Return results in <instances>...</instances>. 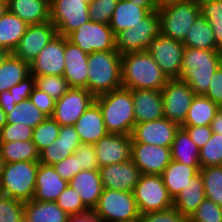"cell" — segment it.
<instances>
[{"mask_svg": "<svg viewBox=\"0 0 222 222\" xmlns=\"http://www.w3.org/2000/svg\"><path fill=\"white\" fill-rule=\"evenodd\" d=\"M66 37L68 41L87 54L97 51L116 50L115 35L109 24L90 20Z\"/></svg>", "mask_w": 222, "mask_h": 222, "instance_id": "8fae6325", "label": "cell"}, {"mask_svg": "<svg viewBox=\"0 0 222 222\" xmlns=\"http://www.w3.org/2000/svg\"><path fill=\"white\" fill-rule=\"evenodd\" d=\"M184 48L182 41L174 40L160 33L152 39L146 51L151 54L168 79H179Z\"/></svg>", "mask_w": 222, "mask_h": 222, "instance_id": "7c38bea8", "label": "cell"}, {"mask_svg": "<svg viewBox=\"0 0 222 222\" xmlns=\"http://www.w3.org/2000/svg\"><path fill=\"white\" fill-rule=\"evenodd\" d=\"M60 127L61 125L52 117H46L34 128L32 142L39 153L57 139Z\"/></svg>", "mask_w": 222, "mask_h": 222, "instance_id": "60d3db41", "label": "cell"}, {"mask_svg": "<svg viewBox=\"0 0 222 222\" xmlns=\"http://www.w3.org/2000/svg\"><path fill=\"white\" fill-rule=\"evenodd\" d=\"M129 222H141V221H140V218H138V219H136V220L129 221Z\"/></svg>", "mask_w": 222, "mask_h": 222, "instance_id": "89a4df30", "label": "cell"}, {"mask_svg": "<svg viewBox=\"0 0 222 222\" xmlns=\"http://www.w3.org/2000/svg\"><path fill=\"white\" fill-rule=\"evenodd\" d=\"M65 36L57 34L30 63L33 76H63L65 69Z\"/></svg>", "mask_w": 222, "mask_h": 222, "instance_id": "ac0fdd59", "label": "cell"}, {"mask_svg": "<svg viewBox=\"0 0 222 222\" xmlns=\"http://www.w3.org/2000/svg\"><path fill=\"white\" fill-rule=\"evenodd\" d=\"M160 34V19L156 11H151L133 28L125 29L116 36V50L121 54L145 51L153 38Z\"/></svg>", "mask_w": 222, "mask_h": 222, "instance_id": "9c48e42d", "label": "cell"}, {"mask_svg": "<svg viewBox=\"0 0 222 222\" xmlns=\"http://www.w3.org/2000/svg\"><path fill=\"white\" fill-rule=\"evenodd\" d=\"M188 222H222V207L205 198Z\"/></svg>", "mask_w": 222, "mask_h": 222, "instance_id": "bcb514c9", "label": "cell"}, {"mask_svg": "<svg viewBox=\"0 0 222 222\" xmlns=\"http://www.w3.org/2000/svg\"><path fill=\"white\" fill-rule=\"evenodd\" d=\"M8 10L28 25L50 21V0H8Z\"/></svg>", "mask_w": 222, "mask_h": 222, "instance_id": "83f0119b", "label": "cell"}, {"mask_svg": "<svg viewBox=\"0 0 222 222\" xmlns=\"http://www.w3.org/2000/svg\"><path fill=\"white\" fill-rule=\"evenodd\" d=\"M199 13L212 27L217 50L222 53V0H198Z\"/></svg>", "mask_w": 222, "mask_h": 222, "instance_id": "f35d334b", "label": "cell"}, {"mask_svg": "<svg viewBox=\"0 0 222 222\" xmlns=\"http://www.w3.org/2000/svg\"><path fill=\"white\" fill-rule=\"evenodd\" d=\"M181 126L163 117L134 125L131 142H140L171 148L176 132Z\"/></svg>", "mask_w": 222, "mask_h": 222, "instance_id": "e0dca14e", "label": "cell"}, {"mask_svg": "<svg viewBox=\"0 0 222 222\" xmlns=\"http://www.w3.org/2000/svg\"><path fill=\"white\" fill-rule=\"evenodd\" d=\"M18 222H31V221L23 214Z\"/></svg>", "mask_w": 222, "mask_h": 222, "instance_id": "a7ac6f4b", "label": "cell"}, {"mask_svg": "<svg viewBox=\"0 0 222 222\" xmlns=\"http://www.w3.org/2000/svg\"><path fill=\"white\" fill-rule=\"evenodd\" d=\"M53 167L61 178L68 182L81 171V168H78L77 156L74 153L61 162L53 165Z\"/></svg>", "mask_w": 222, "mask_h": 222, "instance_id": "f5cc1de1", "label": "cell"}, {"mask_svg": "<svg viewBox=\"0 0 222 222\" xmlns=\"http://www.w3.org/2000/svg\"><path fill=\"white\" fill-rule=\"evenodd\" d=\"M139 218L141 222H188V218L174 207L163 211L141 214Z\"/></svg>", "mask_w": 222, "mask_h": 222, "instance_id": "f907efd6", "label": "cell"}, {"mask_svg": "<svg viewBox=\"0 0 222 222\" xmlns=\"http://www.w3.org/2000/svg\"><path fill=\"white\" fill-rule=\"evenodd\" d=\"M205 196L222 207V165L201 168Z\"/></svg>", "mask_w": 222, "mask_h": 222, "instance_id": "ab89813d", "label": "cell"}, {"mask_svg": "<svg viewBox=\"0 0 222 222\" xmlns=\"http://www.w3.org/2000/svg\"><path fill=\"white\" fill-rule=\"evenodd\" d=\"M218 109V105L205 95H195L181 126L211 125Z\"/></svg>", "mask_w": 222, "mask_h": 222, "instance_id": "e575fe53", "label": "cell"}, {"mask_svg": "<svg viewBox=\"0 0 222 222\" xmlns=\"http://www.w3.org/2000/svg\"><path fill=\"white\" fill-rule=\"evenodd\" d=\"M91 0H50V21L57 33L67 36L90 21L88 13Z\"/></svg>", "mask_w": 222, "mask_h": 222, "instance_id": "30bf717a", "label": "cell"}, {"mask_svg": "<svg viewBox=\"0 0 222 222\" xmlns=\"http://www.w3.org/2000/svg\"><path fill=\"white\" fill-rule=\"evenodd\" d=\"M81 143L95 144L108 132L99 106L93 102L74 124Z\"/></svg>", "mask_w": 222, "mask_h": 222, "instance_id": "d4e9b609", "label": "cell"}, {"mask_svg": "<svg viewBox=\"0 0 222 222\" xmlns=\"http://www.w3.org/2000/svg\"><path fill=\"white\" fill-rule=\"evenodd\" d=\"M160 33L174 40L183 41L199 14L198 0H187L157 10Z\"/></svg>", "mask_w": 222, "mask_h": 222, "instance_id": "52a82bcc", "label": "cell"}, {"mask_svg": "<svg viewBox=\"0 0 222 222\" xmlns=\"http://www.w3.org/2000/svg\"><path fill=\"white\" fill-rule=\"evenodd\" d=\"M47 116L41 112L30 99L15 104L13 110L6 114L7 123H20L35 128Z\"/></svg>", "mask_w": 222, "mask_h": 222, "instance_id": "74e56055", "label": "cell"}, {"mask_svg": "<svg viewBox=\"0 0 222 222\" xmlns=\"http://www.w3.org/2000/svg\"><path fill=\"white\" fill-rule=\"evenodd\" d=\"M68 184L69 182L62 179L53 166L39 163L33 199L55 202Z\"/></svg>", "mask_w": 222, "mask_h": 222, "instance_id": "cb8c5ba5", "label": "cell"}, {"mask_svg": "<svg viewBox=\"0 0 222 222\" xmlns=\"http://www.w3.org/2000/svg\"><path fill=\"white\" fill-rule=\"evenodd\" d=\"M201 166H188L172 160L161 174L169 196L174 199L199 173Z\"/></svg>", "mask_w": 222, "mask_h": 222, "instance_id": "f1b7e54d", "label": "cell"}, {"mask_svg": "<svg viewBox=\"0 0 222 222\" xmlns=\"http://www.w3.org/2000/svg\"><path fill=\"white\" fill-rule=\"evenodd\" d=\"M108 133L131 135L135 125L132 90L121 87L95 97Z\"/></svg>", "mask_w": 222, "mask_h": 222, "instance_id": "7a4b0ae2", "label": "cell"}, {"mask_svg": "<svg viewBox=\"0 0 222 222\" xmlns=\"http://www.w3.org/2000/svg\"><path fill=\"white\" fill-rule=\"evenodd\" d=\"M31 102L47 117H51L55 108V102L47 93L39 90L36 86L30 94Z\"/></svg>", "mask_w": 222, "mask_h": 222, "instance_id": "816d5d0a", "label": "cell"}, {"mask_svg": "<svg viewBox=\"0 0 222 222\" xmlns=\"http://www.w3.org/2000/svg\"><path fill=\"white\" fill-rule=\"evenodd\" d=\"M57 34V29L51 21L28 25L13 54L30 65Z\"/></svg>", "mask_w": 222, "mask_h": 222, "instance_id": "9a60e30c", "label": "cell"}, {"mask_svg": "<svg viewBox=\"0 0 222 222\" xmlns=\"http://www.w3.org/2000/svg\"><path fill=\"white\" fill-rule=\"evenodd\" d=\"M68 185L79 194L89 210L97 206L103 190L99 170H82L69 181Z\"/></svg>", "mask_w": 222, "mask_h": 222, "instance_id": "484cf974", "label": "cell"}, {"mask_svg": "<svg viewBox=\"0 0 222 222\" xmlns=\"http://www.w3.org/2000/svg\"><path fill=\"white\" fill-rule=\"evenodd\" d=\"M135 124L163 118L161 91L152 89L132 90Z\"/></svg>", "mask_w": 222, "mask_h": 222, "instance_id": "603a6c76", "label": "cell"}, {"mask_svg": "<svg viewBox=\"0 0 222 222\" xmlns=\"http://www.w3.org/2000/svg\"><path fill=\"white\" fill-rule=\"evenodd\" d=\"M133 194L140 214L163 211L173 207L161 175L141 174Z\"/></svg>", "mask_w": 222, "mask_h": 222, "instance_id": "ba28073f", "label": "cell"}, {"mask_svg": "<svg viewBox=\"0 0 222 222\" xmlns=\"http://www.w3.org/2000/svg\"><path fill=\"white\" fill-rule=\"evenodd\" d=\"M103 188L133 192L141 172L132 159L99 168Z\"/></svg>", "mask_w": 222, "mask_h": 222, "instance_id": "d6986e66", "label": "cell"}, {"mask_svg": "<svg viewBox=\"0 0 222 222\" xmlns=\"http://www.w3.org/2000/svg\"><path fill=\"white\" fill-rule=\"evenodd\" d=\"M156 10V6H137L129 0H118L109 25L116 36L122 30L133 28L151 11Z\"/></svg>", "mask_w": 222, "mask_h": 222, "instance_id": "4316f807", "label": "cell"}, {"mask_svg": "<svg viewBox=\"0 0 222 222\" xmlns=\"http://www.w3.org/2000/svg\"><path fill=\"white\" fill-rule=\"evenodd\" d=\"M121 74L122 87L130 90L161 91L169 80L146 50L123 54L121 56Z\"/></svg>", "mask_w": 222, "mask_h": 222, "instance_id": "6da1fadb", "label": "cell"}, {"mask_svg": "<svg viewBox=\"0 0 222 222\" xmlns=\"http://www.w3.org/2000/svg\"><path fill=\"white\" fill-rule=\"evenodd\" d=\"M65 69L63 77L70 88H86L88 78V54L65 37Z\"/></svg>", "mask_w": 222, "mask_h": 222, "instance_id": "7402d4cb", "label": "cell"}, {"mask_svg": "<svg viewBox=\"0 0 222 222\" xmlns=\"http://www.w3.org/2000/svg\"><path fill=\"white\" fill-rule=\"evenodd\" d=\"M24 215L31 222H68L69 215L53 201L24 202Z\"/></svg>", "mask_w": 222, "mask_h": 222, "instance_id": "4dcf8cb0", "label": "cell"}, {"mask_svg": "<svg viewBox=\"0 0 222 222\" xmlns=\"http://www.w3.org/2000/svg\"><path fill=\"white\" fill-rule=\"evenodd\" d=\"M137 6H156L154 0H129Z\"/></svg>", "mask_w": 222, "mask_h": 222, "instance_id": "6125c7cd", "label": "cell"}, {"mask_svg": "<svg viewBox=\"0 0 222 222\" xmlns=\"http://www.w3.org/2000/svg\"><path fill=\"white\" fill-rule=\"evenodd\" d=\"M93 212L103 222H129L141 216L133 192L107 188H103Z\"/></svg>", "mask_w": 222, "mask_h": 222, "instance_id": "8992f818", "label": "cell"}, {"mask_svg": "<svg viewBox=\"0 0 222 222\" xmlns=\"http://www.w3.org/2000/svg\"><path fill=\"white\" fill-rule=\"evenodd\" d=\"M28 24L9 10L0 18V45L9 53L18 46Z\"/></svg>", "mask_w": 222, "mask_h": 222, "instance_id": "d6a6232c", "label": "cell"}, {"mask_svg": "<svg viewBox=\"0 0 222 222\" xmlns=\"http://www.w3.org/2000/svg\"><path fill=\"white\" fill-rule=\"evenodd\" d=\"M189 135L190 139L201 149L211 138L212 129L210 125L205 126H181Z\"/></svg>", "mask_w": 222, "mask_h": 222, "instance_id": "db71d44e", "label": "cell"}, {"mask_svg": "<svg viewBox=\"0 0 222 222\" xmlns=\"http://www.w3.org/2000/svg\"><path fill=\"white\" fill-rule=\"evenodd\" d=\"M34 128L20 123H6L0 130V142L32 140Z\"/></svg>", "mask_w": 222, "mask_h": 222, "instance_id": "c3c4849f", "label": "cell"}, {"mask_svg": "<svg viewBox=\"0 0 222 222\" xmlns=\"http://www.w3.org/2000/svg\"><path fill=\"white\" fill-rule=\"evenodd\" d=\"M29 75V64L13 53H8L0 64V93L9 90Z\"/></svg>", "mask_w": 222, "mask_h": 222, "instance_id": "836d02e7", "label": "cell"}, {"mask_svg": "<svg viewBox=\"0 0 222 222\" xmlns=\"http://www.w3.org/2000/svg\"><path fill=\"white\" fill-rule=\"evenodd\" d=\"M131 135L108 133L94 144L99 167L131 159Z\"/></svg>", "mask_w": 222, "mask_h": 222, "instance_id": "ffe728a7", "label": "cell"}, {"mask_svg": "<svg viewBox=\"0 0 222 222\" xmlns=\"http://www.w3.org/2000/svg\"><path fill=\"white\" fill-rule=\"evenodd\" d=\"M94 100L95 97L86 88H70L56 100L51 117L61 126H74Z\"/></svg>", "mask_w": 222, "mask_h": 222, "instance_id": "5bb4252c", "label": "cell"}, {"mask_svg": "<svg viewBox=\"0 0 222 222\" xmlns=\"http://www.w3.org/2000/svg\"><path fill=\"white\" fill-rule=\"evenodd\" d=\"M201 168L222 165V134L212 133L209 141L199 149Z\"/></svg>", "mask_w": 222, "mask_h": 222, "instance_id": "b9f144b4", "label": "cell"}, {"mask_svg": "<svg viewBox=\"0 0 222 222\" xmlns=\"http://www.w3.org/2000/svg\"><path fill=\"white\" fill-rule=\"evenodd\" d=\"M182 43L188 48L217 50L212 27L200 13L195 18V22L192 24Z\"/></svg>", "mask_w": 222, "mask_h": 222, "instance_id": "1f68e13d", "label": "cell"}, {"mask_svg": "<svg viewBox=\"0 0 222 222\" xmlns=\"http://www.w3.org/2000/svg\"><path fill=\"white\" fill-rule=\"evenodd\" d=\"M68 222H103L99 217L95 216L93 210H89L82 214L69 215Z\"/></svg>", "mask_w": 222, "mask_h": 222, "instance_id": "680465c9", "label": "cell"}, {"mask_svg": "<svg viewBox=\"0 0 222 222\" xmlns=\"http://www.w3.org/2000/svg\"><path fill=\"white\" fill-rule=\"evenodd\" d=\"M121 56L117 50L88 54L87 90L94 97L122 87Z\"/></svg>", "mask_w": 222, "mask_h": 222, "instance_id": "277c9868", "label": "cell"}, {"mask_svg": "<svg viewBox=\"0 0 222 222\" xmlns=\"http://www.w3.org/2000/svg\"><path fill=\"white\" fill-rule=\"evenodd\" d=\"M6 123V114L0 107V130Z\"/></svg>", "mask_w": 222, "mask_h": 222, "instance_id": "e7e4bbea", "label": "cell"}, {"mask_svg": "<svg viewBox=\"0 0 222 222\" xmlns=\"http://www.w3.org/2000/svg\"><path fill=\"white\" fill-rule=\"evenodd\" d=\"M210 126L213 133L222 134V111L220 109L217 110Z\"/></svg>", "mask_w": 222, "mask_h": 222, "instance_id": "91938a15", "label": "cell"}, {"mask_svg": "<svg viewBox=\"0 0 222 222\" xmlns=\"http://www.w3.org/2000/svg\"><path fill=\"white\" fill-rule=\"evenodd\" d=\"M9 52H7L1 45H0V64L2 60L7 56Z\"/></svg>", "mask_w": 222, "mask_h": 222, "instance_id": "03108f58", "label": "cell"}, {"mask_svg": "<svg viewBox=\"0 0 222 222\" xmlns=\"http://www.w3.org/2000/svg\"><path fill=\"white\" fill-rule=\"evenodd\" d=\"M131 159L141 174L161 175L172 161L171 148L131 142Z\"/></svg>", "mask_w": 222, "mask_h": 222, "instance_id": "2e32d148", "label": "cell"}, {"mask_svg": "<svg viewBox=\"0 0 222 222\" xmlns=\"http://www.w3.org/2000/svg\"><path fill=\"white\" fill-rule=\"evenodd\" d=\"M39 161L4 163L0 178V194L22 202L35 195L36 174Z\"/></svg>", "mask_w": 222, "mask_h": 222, "instance_id": "5b68a950", "label": "cell"}, {"mask_svg": "<svg viewBox=\"0 0 222 222\" xmlns=\"http://www.w3.org/2000/svg\"><path fill=\"white\" fill-rule=\"evenodd\" d=\"M3 167H4V161L2 160V158L0 156V178H1V175H2Z\"/></svg>", "mask_w": 222, "mask_h": 222, "instance_id": "003e7915", "label": "cell"}, {"mask_svg": "<svg viewBox=\"0 0 222 222\" xmlns=\"http://www.w3.org/2000/svg\"><path fill=\"white\" fill-rule=\"evenodd\" d=\"M16 103V99L9 90H5L0 93V107L5 112V114L11 112Z\"/></svg>", "mask_w": 222, "mask_h": 222, "instance_id": "6f0895ef", "label": "cell"}, {"mask_svg": "<svg viewBox=\"0 0 222 222\" xmlns=\"http://www.w3.org/2000/svg\"><path fill=\"white\" fill-rule=\"evenodd\" d=\"M163 115L180 126L184 123L195 93L181 79H169L161 90Z\"/></svg>", "mask_w": 222, "mask_h": 222, "instance_id": "4fadbf2b", "label": "cell"}, {"mask_svg": "<svg viewBox=\"0 0 222 222\" xmlns=\"http://www.w3.org/2000/svg\"><path fill=\"white\" fill-rule=\"evenodd\" d=\"M117 3L118 0H91L88 9L90 20L109 24Z\"/></svg>", "mask_w": 222, "mask_h": 222, "instance_id": "f6af8a7d", "label": "cell"}, {"mask_svg": "<svg viewBox=\"0 0 222 222\" xmlns=\"http://www.w3.org/2000/svg\"><path fill=\"white\" fill-rule=\"evenodd\" d=\"M35 87V77L33 75H29L24 80L20 81L17 85H14L9 89L12 96L15 97L16 103H20L25 99L30 98V94Z\"/></svg>", "mask_w": 222, "mask_h": 222, "instance_id": "11a10c76", "label": "cell"}, {"mask_svg": "<svg viewBox=\"0 0 222 222\" xmlns=\"http://www.w3.org/2000/svg\"><path fill=\"white\" fill-rule=\"evenodd\" d=\"M55 202L68 215L82 214L89 211L79 194L70 185L63 190Z\"/></svg>", "mask_w": 222, "mask_h": 222, "instance_id": "ee69618b", "label": "cell"}, {"mask_svg": "<svg viewBox=\"0 0 222 222\" xmlns=\"http://www.w3.org/2000/svg\"><path fill=\"white\" fill-rule=\"evenodd\" d=\"M0 156L4 163L39 161V152L32 140L0 142Z\"/></svg>", "mask_w": 222, "mask_h": 222, "instance_id": "8d00e7d4", "label": "cell"}, {"mask_svg": "<svg viewBox=\"0 0 222 222\" xmlns=\"http://www.w3.org/2000/svg\"><path fill=\"white\" fill-rule=\"evenodd\" d=\"M221 63L222 53L218 50L185 47L179 79L186 82L195 95H205L210 80Z\"/></svg>", "mask_w": 222, "mask_h": 222, "instance_id": "3957f363", "label": "cell"}, {"mask_svg": "<svg viewBox=\"0 0 222 222\" xmlns=\"http://www.w3.org/2000/svg\"><path fill=\"white\" fill-rule=\"evenodd\" d=\"M206 198L200 173L173 199V207L188 219Z\"/></svg>", "mask_w": 222, "mask_h": 222, "instance_id": "f546056e", "label": "cell"}, {"mask_svg": "<svg viewBox=\"0 0 222 222\" xmlns=\"http://www.w3.org/2000/svg\"><path fill=\"white\" fill-rule=\"evenodd\" d=\"M34 77L35 86L54 100H59L70 89L67 80L63 76L44 75Z\"/></svg>", "mask_w": 222, "mask_h": 222, "instance_id": "7bdbcfd3", "label": "cell"}, {"mask_svg": "<svg viewBox=\"0 0 222 222\" xmlns=\"http://www.w3.org/2000/svg\"><path fill=\"white\" fill-rule=\"evenodd\" d=\"M205 96L217 105L222 102V63L214 72Z\"/></svg>", "mask_w": 222, "mask_h": 222, "instance_id": "9f6ffc18", "label": "cell"}, {"mask_svg": "<svg viewBox=\"0 0 222 222\" xmlns=\"http://www.w3.org/2000/svg\"><path fill=\"white\" fill-rule=\"evenodd\" d=\"M77 156L78 168L82 170H99L96 150L93 144L80 143L74 151Z\"/></svg>", "mask_w": 222, "mask_h": 222, "instance_id": "681fc988", "label": "cell"}, {"mask_svg": "<svg viewBox=\"0 0 222 222\" xmlns=\"http://www.w3.org/2000/svg\"><path fill=\"white\" fill-rule=\"evenodd\" d=\"M183 1H187V0H154L157 10L162 9L172 4L183 2Z\"/></svg>", "mask_w": 222, "mask_h": 222, "instance_id": "94428289", "label": "cell"}, {"mask_svg": "<svg viewBox=\"0 0 222 222\" xmlns=\"http://www.w3.org/2000/svg\"><path fill=\"white\" fill-rule=\"evenodd\" d=\"M172 160L188 166H200L199 148L190 139L188 133L179 128L171 146Z\"/></svg>", "mask_w": 222, "mask_h": 222, "instance_id": "d590c367", "label": "cell"}, {"mask_svg": "<svg viewBox=\"0 0 222 222\" xmlns=\"http://www.w3.org/2000/svg\"><path fill=\"white\" fill-rule=\"evenodd\" d=\"M80 143L74 126H61L57 139L39 153V163L53 166L72 155Z\"/></svg>", "mask_w": 222, "mask_h": 222, "instance_id": "44dd1931", "label": "cell"}, {"mask_svg": "<svg viewBox=\"0 0 222 222\" xmlns=\"http://www.w3.org/2000/svg\"><path fill=\"white\" fill-rule=\"evenodd\" d=\"M8 11V0H0V18Z\"/></svg>", "mask_w": 222, "mask_h": 222, "instance_id": "be15d7a7", "label": "cell"}, {"mask_svg": "<svg viewBox=\"0 0 222 222\" xmlns=\"http://www.w3.org/2000/svg\"><path fill=\"white\" fill-rule=\"evenodd\" d=\"M24 214V202L0 194V222H18Z\"/></svg>", "mask_w": 222, "mask_h": 222, "instance_id": "7dc6e473", "label": "cell"}, {"mask_svg": "<svg viewBox=\"0 0 222 222\" xmlns=\"http://www.w3.org/2000/svg\"><path fill=\"white\" fill-rule=\"evenodd\" d=\"M218 107L222 111V102L218 105Z\"/></svg>", "mask_w": 222, "mask_h": 222, "instance_id": "2644e50d", "label": "cell"}]
</instances>
